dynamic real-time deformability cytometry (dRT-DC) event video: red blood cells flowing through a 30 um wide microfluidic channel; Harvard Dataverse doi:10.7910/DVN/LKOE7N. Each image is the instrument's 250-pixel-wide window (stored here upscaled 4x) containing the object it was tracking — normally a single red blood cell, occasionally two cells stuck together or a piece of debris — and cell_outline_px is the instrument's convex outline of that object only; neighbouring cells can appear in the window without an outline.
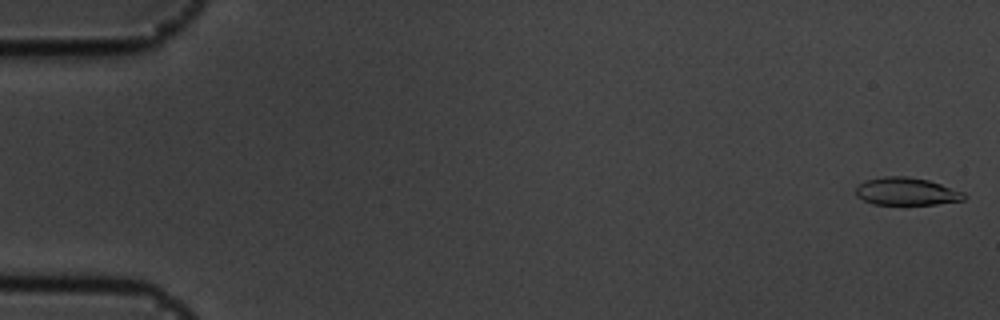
{"species": "common noctule bat (a hibernating species)", "species_latin": "Nyctalus noctula", "temperature_condition": "cold", "stored_images_in_passage": 56, "camera_frame_rate_fps": 3000, "um_per_image_px": 0.085, "animal": {"sex": "male", "body_mass_g": 19.5, "forearm_length_mm": 54.6}, "frame": {"image": 1, "passage_image": 1, "time_ms": 0.0, "image_size_px": [1000, 320], "cell_outline_px": [[968, 196], [964, 200], [936, 204], [872, 204], [856, 196], [856, 188], [860, 184], [868, 180], [884, 176], [908, 176], [928, 180], [964, 192]], "centroid_in_image_um": [77.08, 16.27], "position_along_channel_um": 7.9, "area_um2": 17.34}}
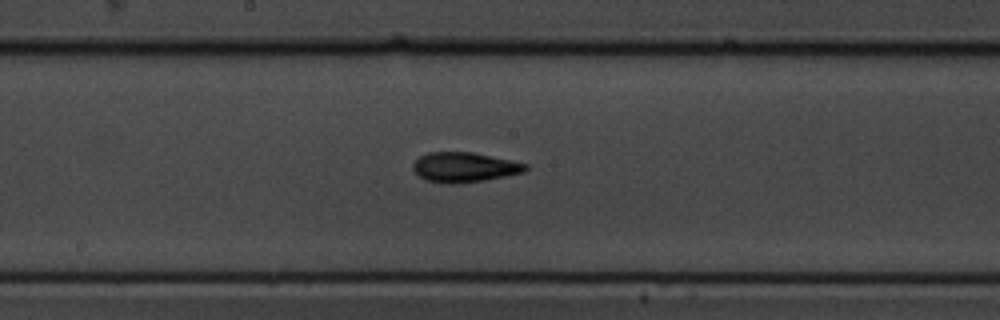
{"frame": {"image": 2, "passage_image": 30, "time_ms": 9.667, "image_size_px": [1000, 320], "cell_outline_px": [[528, 168], [524, 172], [484, 180], [456, 184], [444, 184], [424, 180], [412, 168], [412, 164], [420, 156], [428, 152], [472, 152], [528, 164]], "centroid_in_image_um": [39.44, 14.22], "position_along_channel_um": 208.8, "area_um2": 19.54}}
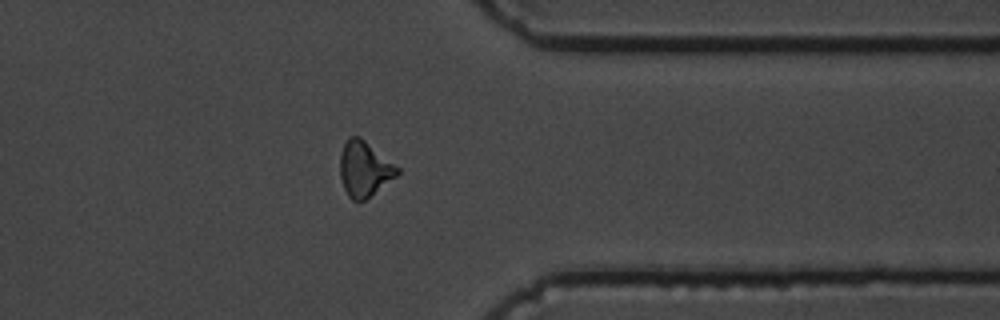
{"frame": {"image": 3, "passage_image": 45, "time_ms": 14.667, "image_size_px": [1000, 320], "cell_outline_px": [[400, 172], [396, 176], [364, 200], [352, 200], [348, 196], [344, 188], [340, 176], [340, 152], [348, 136], [360, 136], [400, 168]], "centroid_in_image_um": [30.96, 14.33], "position_along_channel_um": 380.4, "area_um2": 18.32}, "authors_computed_cell_mechanics": {"area_um2": 18.2648, "velocity_mm_per_s": 3.5664, "shape_relaxation_time_tau1_ms": 7.7876, "shape_relaxation_time_tau2_ms": 3.3772, "deformation_change_tau1": 0.1961, "deformation_change_tau2": 0.1229}}